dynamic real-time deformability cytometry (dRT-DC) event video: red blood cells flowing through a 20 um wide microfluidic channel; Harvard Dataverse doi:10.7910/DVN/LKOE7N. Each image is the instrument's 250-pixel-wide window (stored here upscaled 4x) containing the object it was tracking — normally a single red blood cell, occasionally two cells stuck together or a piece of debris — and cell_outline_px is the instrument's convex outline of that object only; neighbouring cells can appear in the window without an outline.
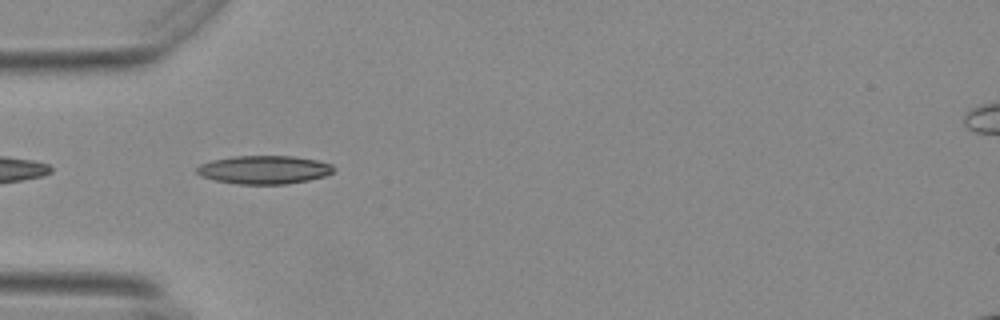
{"species": "Egyptian fruit bat (a non-hibernating species)", "species_latin": "Rousettus aegyptiacus", "temperature_condition": "warm", "stored_images_in_passage": 7, "camera_frame_rate_fps": 3000, "um_per_image_px": 0.085, "animal": {"sex": "female"}, "frame": {"image": 1, "passage_image": 1, "time_ms": 0.0, "image_size_px": [1000, 320], "cell_outline_px": [[336, 168], [332, 172], [324, 176], [308, 180], [288, 184], [236, 184], [216, 180], [200, 176], [196, 172], [196, 168], [200, 164], [212, 160], [232, 156], [292, 156], [316, 160], [332, 164]], "centroid_in_image_um": [22.44, 14.43], "position_along_channel_um": 62.6, "area_um2": 22.66}}
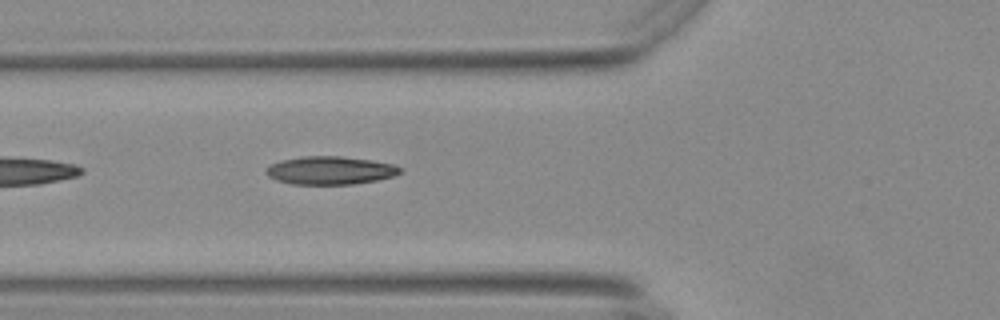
{"frame": {"image": 2, "passage_image": 4, "time_ms": 1.0, "image_size_px": [1000, 320], "cell_outline_px": [[400, 172], [396, 176], [376, 180], [352, 184], [292, 184], [276, 180], [268, 176], [264, 172], [264, 168], [280, 160], [300, 156], [340, 156], [372, 160], [392, 164], [400, 168]], "centroid_in_image_um": [28.02, 14.48], "position_along_channel_um": 97.8, "area_um2": 22.02}}